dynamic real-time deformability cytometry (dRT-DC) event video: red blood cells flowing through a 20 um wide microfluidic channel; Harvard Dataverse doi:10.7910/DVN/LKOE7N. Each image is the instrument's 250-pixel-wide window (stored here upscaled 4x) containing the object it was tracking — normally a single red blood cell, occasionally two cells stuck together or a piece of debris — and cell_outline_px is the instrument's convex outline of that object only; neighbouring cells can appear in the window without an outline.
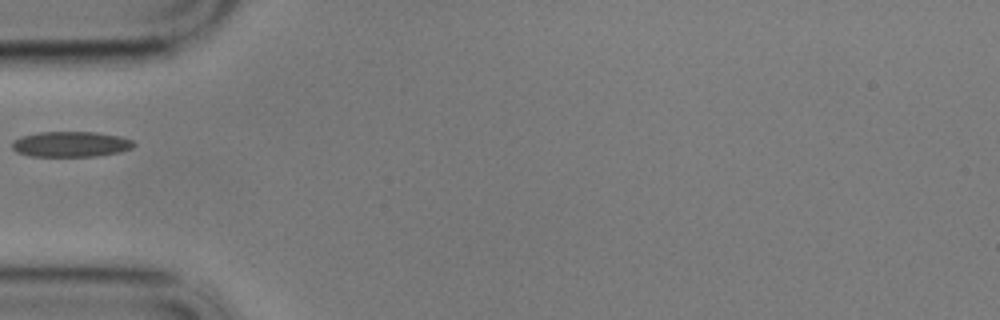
{"species": "common noctule bat (a hibernating species)", "species_latin": "Nyctalus noctula", "temperature_condition": "cold", "stored_images_in_passage": 40, "camera_frame_rate_fps": 3000, "um_per_image_px": 0.085, "animal": {"sex": "male", "body_mass_g": 17.9}, "frame": {"image": 1, "passage_image": 1, "time_ms": 0.0, "image_size_px": [1000, 320], "cell_outline_px": [[136, 144], [132, 148], [120, 152], [96, 156], [28, 156], [16, 152], [12, 148], [12, 140], [20, 136], [36, 132], [92, 132], [120, 136], [132, 140]], "centroid_in_image_um": [5.98, 12.25], "position_along_channel_um": 79.0, "area_um2": 18.21}}
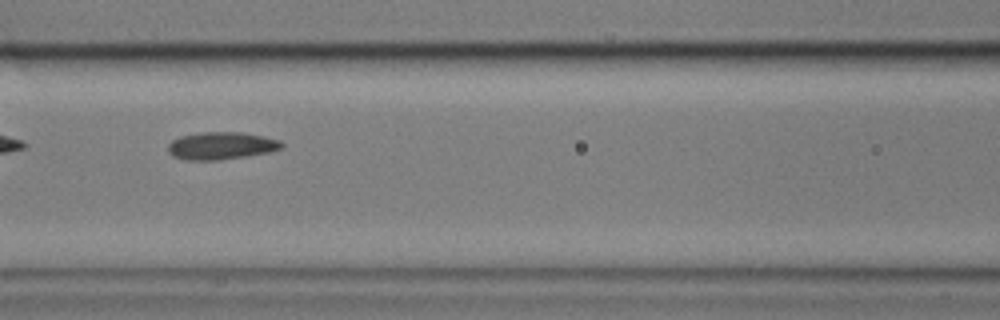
{"frame": {"image": 2, "passage_image": 7, "time_ms": 2.0, "image_size_px": [1000, 320], "cell_outline_px": [[284, 148], [268, 152], [248, 156], [220, 160], [184, 160], [172, 156], [168, 152], [168, 144], [172, 140], [180, 136], [200, 132], [240, 132], [264, 136], [280, 140], [284, 144]], "centroid_in_image_um": [18.8, 12.39], "position_along_channel_um": 147.8, "area_um2": 18.44}}